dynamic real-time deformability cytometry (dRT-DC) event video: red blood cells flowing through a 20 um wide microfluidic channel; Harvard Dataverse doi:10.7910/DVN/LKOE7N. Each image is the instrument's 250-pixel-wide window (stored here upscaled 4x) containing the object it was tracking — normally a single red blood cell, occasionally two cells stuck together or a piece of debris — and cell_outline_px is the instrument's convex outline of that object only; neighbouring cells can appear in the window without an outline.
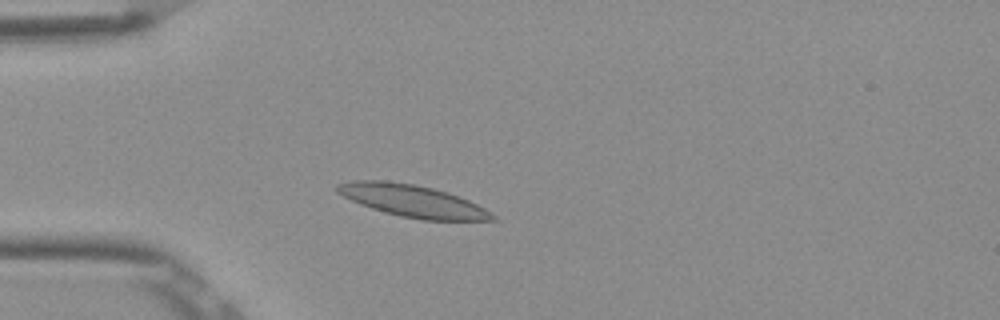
{"species": "Egyptian fruit bat (a non-hibernating species)", "species_latin": "Rousettus aegyptiacus", "temperature_condition": "room temperature", "stored_images_in_passage": 3, "camera_frame_rate_fps": 3000, "um_per_image_px": 0.085, "frame": {"image": 1, "passage_image": 3, "time_ms": 0.667, "image_size_px": [1000, 320], "cell_outline_px": [[500, 220], [424, 220], [400, 216], [384, 212], [360, 204], [336, 192], [336, 184], [352, 180], [384, 180], [412, 184], [432, 188], [468, 200], [484, 208], [496, 216]], "centroid_in_image_um": [35.04, 17.08], "position_along_channel_um": 50.0, "area_um2": 28.67}}